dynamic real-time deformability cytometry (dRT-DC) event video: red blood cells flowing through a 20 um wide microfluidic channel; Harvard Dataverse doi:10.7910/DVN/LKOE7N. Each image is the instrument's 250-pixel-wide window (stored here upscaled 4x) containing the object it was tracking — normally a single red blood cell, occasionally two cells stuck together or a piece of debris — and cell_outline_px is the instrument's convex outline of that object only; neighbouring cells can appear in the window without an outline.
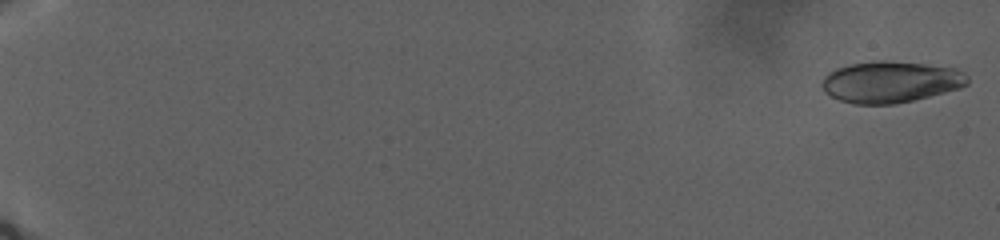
{"species": "human", "species_latin": "Homo sapiens", "temperature_condition": "warm", "stored_images_in_passage": 80, "camera_frame_rate_fps": 3000, "um_per_image_px": 0.085, "donor": {"sex": "male"}, "frame": {"image": 1, "passage_image": 1, "time_ms": 0.0, "image_size_px": [1000, 240], "cell_outline_px": [[968, 84], [960, 88], [896, 104], [852, 104], [840, 100], [824, 92], [820, 84], [824, 76], [828, 72], [836, 68], [848, 64], [876, 60], [884, 60], [924, 64], [952, 68], [964, 72], [968, 76]], "centroid_in_image_um": [75.65, 6.96], "position_along_channel_um": 9.3, "area_um2": 35.2}}
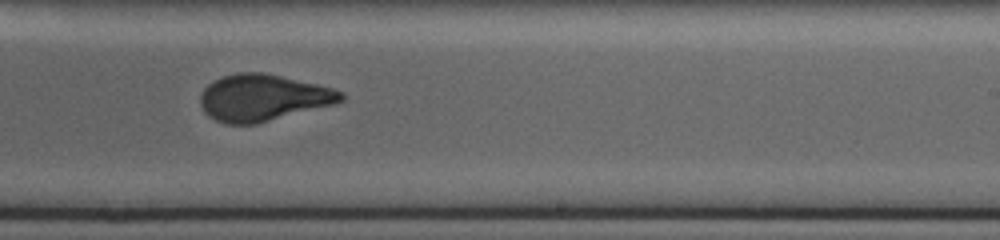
{"frame": {"image": 2, "passage_image": 52, "time_ms": 26.0, "image_size_px": [1000, 240], "cell_outline_px": [[344, 100], [336, 104], [256, 124], [224, 124], [208, 116], [204, 112], [200, 104], [200, 96], [204, 88], [208, 84], [224, 76], [236, 72], [260, 72], [280, 76], [316, 84], [332, 88], [344, 92]], "centroid_in_image_um": [22.35, 8.32], "position_along_channel_um": 266.6, "area_um2": 38.21}}
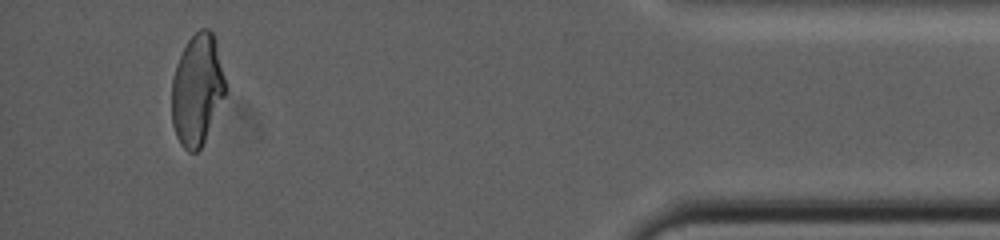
{"frame": {"image": 3, "passage_image": 76, "time_ms": 36.333, "image_size_px": [1000, 240], "cell_outline_px": [[228, 88], [204, 140], [200, 148], [196, 152], [188, 152], [180, 144], [176, 136], [172, 124], [172, 80], [176, 64], [188, 40], [200, 28], [208, 28], [212, 32], [216, 40]], "centroid_in_image_um": [16.77, 7.61], "position_along_channel_um": 418.4, "area_um2": 34.8}}